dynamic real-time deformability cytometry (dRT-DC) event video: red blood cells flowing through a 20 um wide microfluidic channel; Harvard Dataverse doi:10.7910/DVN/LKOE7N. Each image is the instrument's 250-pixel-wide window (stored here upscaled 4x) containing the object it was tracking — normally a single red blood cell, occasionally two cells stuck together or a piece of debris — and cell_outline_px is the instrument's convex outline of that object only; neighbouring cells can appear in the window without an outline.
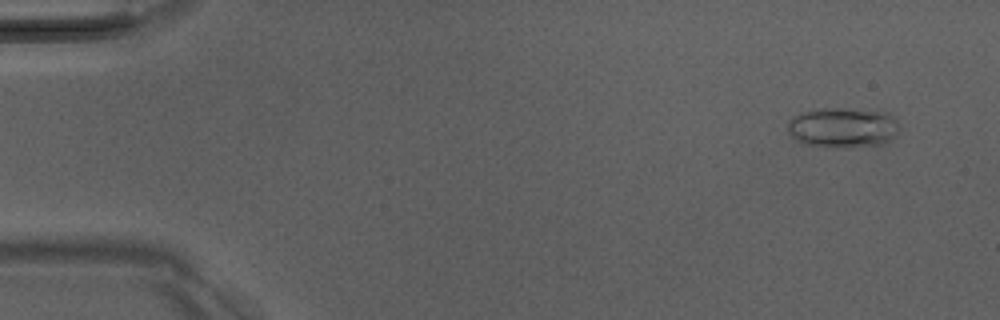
{"species": "Egyptian fruit bat (a non-hibernating species)", "species_latin": "Rousettus aegyptiacus", "temperature_condition": "room temperature", "stored_images_in_passage": 50, "camera_frame_rate_fps": 3000, "um_per_image_px": 0.085, "animal": {"sex": "male"}, "frame": {"image": 1, "passage_image": 3, "time_ms": 0.667, "image_size_px": [1000, 320], "cell_outline_px": [[900, 132], [892, 140], [884, 144], [804, 144], [796, 140], [788, 132], [788, 120], [804, 112], [816, 108], [844, 108], [888, 112], [896, 120], [900, 128]], "centroid_in_image_um": [71.69, 10.78], "position_along_channel_um": 13.3, "area_um2": 25.32}}
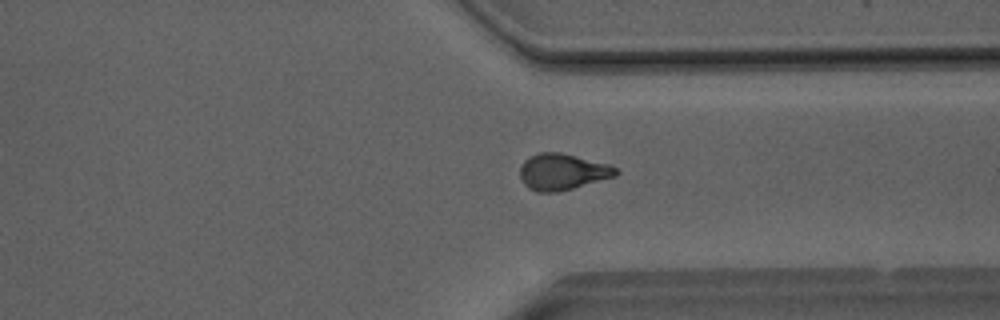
{"frame": {"image": 2, "passage_image": 38, "time_ms": 12.333, "image_size_px": [1000, 320], "cell_outline_px": [[620, 172], [616, 176], [572, 188], [556, 192], [536, 192], [528, 188], [520, 180], [520, 168], [524, 160], [540, 152], [560, 152], [608, 164], [616, 168]], "centroid_in_image_um": [47.79, 14.61], "position_along_channel_um": 363.6, "area_um2": 20.17}}
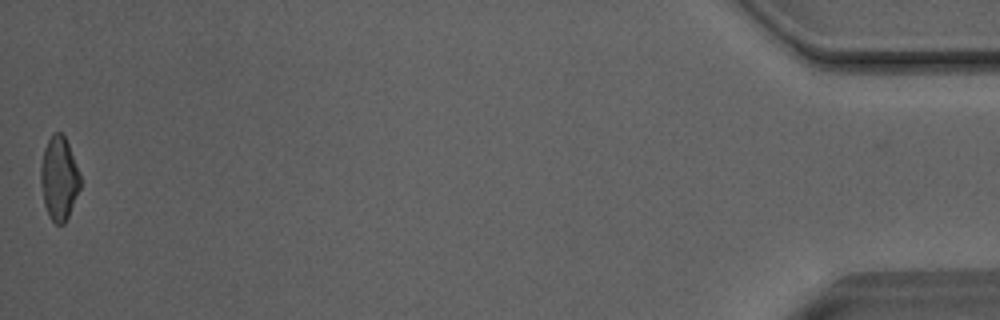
{"frame": {"image": 3, "passage_image": 50, "time_ms": 16.333, "image_size_px": [1000, 320], "cell_outline_px": [[80, 188], [68, 216], [64, 224], [56, 224], [48, 216], [44, 204], [40, 184], [40, 168], [44, 148], [48, 140], [56, 132], [60, 132], [64, 136], [68, 144], [80, 172]], "centroid_in_image_um": [5.01, 15.18], "position_along_channel_um": 430.2, "area_um2": 19.19}, "authors_computed_cell_mechanics": {"area_um2": 20.0566, "velocity_mm_per_s": 4.083, "shape_relaxation_time_tau1_ms": 7.0608, "shape_relaxation_time_tau2_ms": 1.9707, "deformation_change_tau1": 0.2154, "deformation_change_tau2": 0.08}}